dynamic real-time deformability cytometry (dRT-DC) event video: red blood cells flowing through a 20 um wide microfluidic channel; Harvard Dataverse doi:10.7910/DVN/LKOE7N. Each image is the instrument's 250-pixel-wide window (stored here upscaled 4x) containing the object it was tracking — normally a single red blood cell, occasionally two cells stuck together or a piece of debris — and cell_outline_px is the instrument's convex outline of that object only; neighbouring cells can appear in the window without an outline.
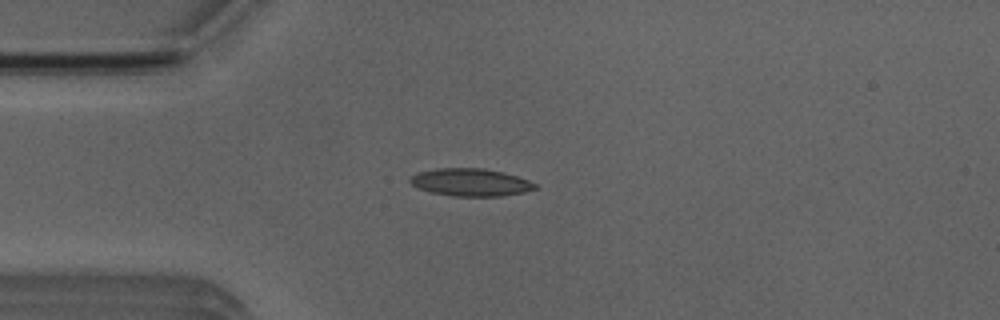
{"species": "Egyptian fruit bat (a non-hibernating species)", "species_latin": "Rousettus aegyptiacus", "temperature_condition": "room temperature", "stored_images_in_passage": 4, "camera_frame_rate_fps": 3000, "um_per_image_px": 0.085, "animal": {"sex": "male"}, "frame": {"image": 1, "passage_image": 4, "time_ms": 3.333, "image_size_px": [1000, 320], "cell_outline_px": [[536, 188], [524, 192], [504, 196], [452, 196], [432, 192], [420, 188], [412, 184], [408, 180], [408, 176], [416, 172], [436, 168], [484, 168], [504, 172], [528, 180], [536, 184]], "centroid_in_image_um": [39.97, 15.48], "position_along_channel_um": 45.0, "area_um2": 20.17}}